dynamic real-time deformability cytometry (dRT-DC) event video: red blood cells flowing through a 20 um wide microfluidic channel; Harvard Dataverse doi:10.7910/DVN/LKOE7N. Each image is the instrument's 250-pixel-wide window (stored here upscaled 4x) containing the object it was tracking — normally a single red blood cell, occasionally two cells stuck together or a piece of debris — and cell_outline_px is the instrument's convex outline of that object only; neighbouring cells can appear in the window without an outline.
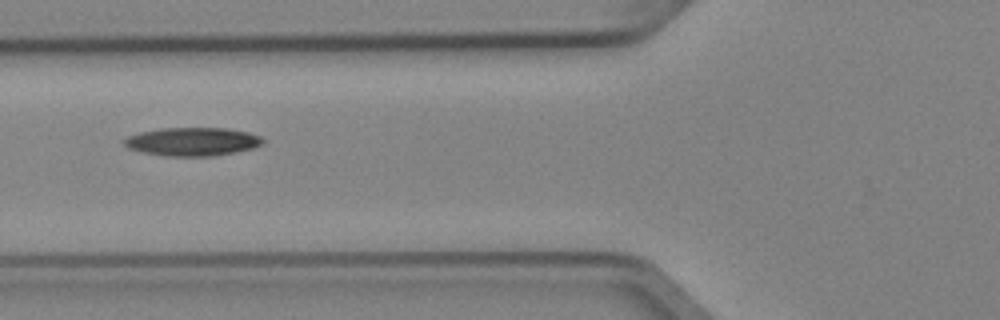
{"species": "Egyptian fruit bat (a non-hibernating species)", "species_latin": "Rousettus aegyptiacus", "temperature_condition": "cold", "stored_images_in_passage": 6, "camera_frame_rate_fps": 3000, "um_per_image_px": 0.085, "animal": {"sex": "female"}, "frame": {"image": 1, "passage_image": 6, "time_ms": 1.667, "image_size_px": [1000, 320], "cell_outline_px": [[264, 144], [252, 148], [212, 156], [168, 156], [144, 152], [128, 148], [124, 144], [124, 140], [128, 136], [140, 132], [160, 128], [224, 128], [248, 132], [260, 136], [264, 140]], "centroid_in_image_um": [16.36, 12.03], "position_along_channel_um": 109.4, "area_um2": 22.72}}